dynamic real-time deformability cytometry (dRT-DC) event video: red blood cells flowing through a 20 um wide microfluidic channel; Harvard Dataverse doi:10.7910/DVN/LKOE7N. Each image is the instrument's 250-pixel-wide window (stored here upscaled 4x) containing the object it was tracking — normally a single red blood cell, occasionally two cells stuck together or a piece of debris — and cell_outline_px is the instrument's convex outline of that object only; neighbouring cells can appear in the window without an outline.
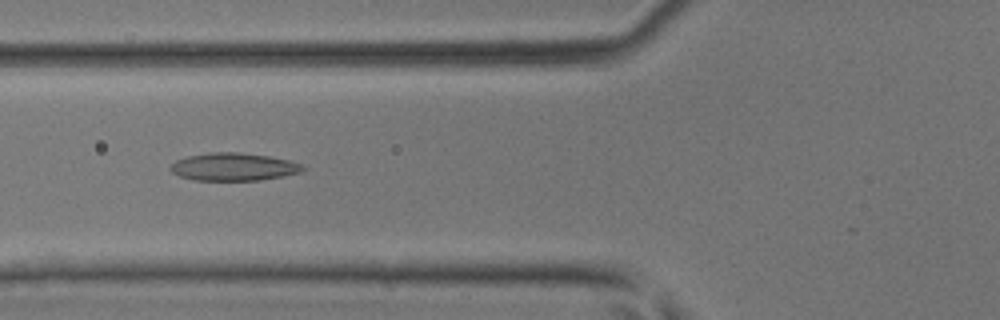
{"species": "common noctule bat (a hibernating species)", "species_latin": "Nyctalus noctula", "temperature_condition": "room temperature", "stored_images_in_passage": 44, "camera_frame_rate_fps": 3000, "um_per_image_px": 0.085, "animal": {"sex": "male", "body_mass_g": 17.9, "forearm_length_mm": 54.2}, "frame": {"image": 1, "passage_image": 18, "time_ms": 5.667, "image_size_px": [1000, 320], "cell_outline_px": [[308, 168], [300, 172], [260, 180], [192, 180], [180, 176], [172, 172], [168, 168], [176, 160], [188, 156], [208, 152], [240, 152], [268, 156], [288, 160], [300, 164]], "centroid_in_image_um": [19.82, 14.17], "position_along_channel_um": 106.0, "area_um2": 21.33}}
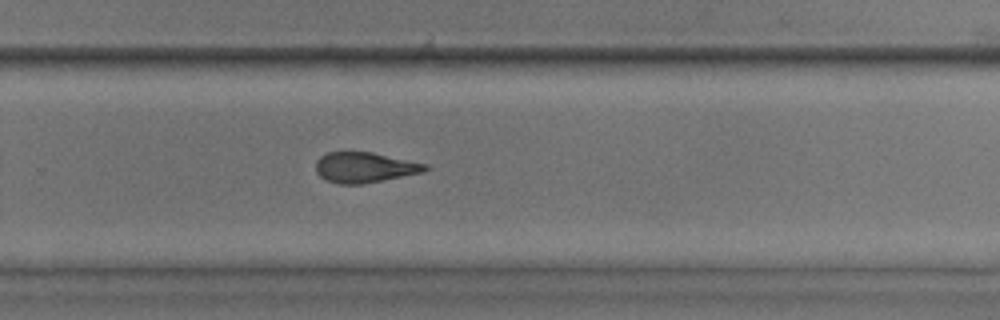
{"frame": {"image": 2, "passage_image": 31, "time_ms": 10.0, "image_size_px": [1000, 320], "cell_outline_px": [[428, 168], [424, 172], [360, 184], [340, 184], [328, 180], [320, 176], [316, 172], [316, 160], [320, 156], [328, 152], [372, 152], [428, 164]], "centroid_in_image_um": [30.99, 14.22], "position_along_channel_um": 298.8, "area_um2": 19.19}}
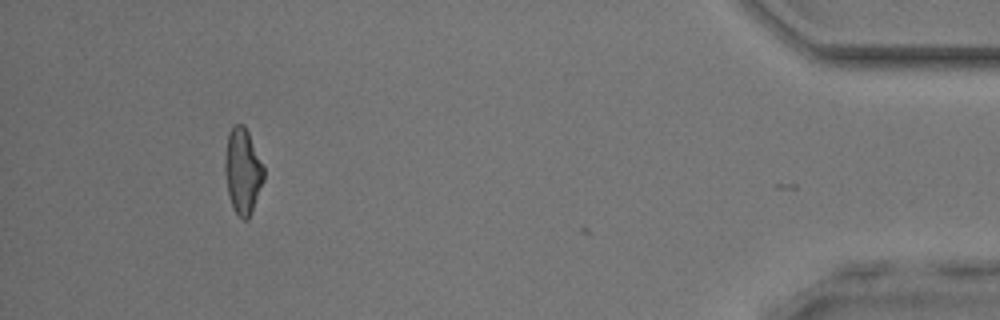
{"frame": {"image": 3, "passage_image": 43, "time_ms": 14.0, "image_size_px": [1000, 320], "cell_outline_px": [[264, 180], [248, 220], [244, 220], [232, 208], [228, 192], [224, 172], [224, 160], [228, 132], [236, 124], [244, 124], [264, 164]], "centroid_in_image_um": [20.63, 14.52], "position_along_channel_um": 414.6, "area_um2": 19.48}}